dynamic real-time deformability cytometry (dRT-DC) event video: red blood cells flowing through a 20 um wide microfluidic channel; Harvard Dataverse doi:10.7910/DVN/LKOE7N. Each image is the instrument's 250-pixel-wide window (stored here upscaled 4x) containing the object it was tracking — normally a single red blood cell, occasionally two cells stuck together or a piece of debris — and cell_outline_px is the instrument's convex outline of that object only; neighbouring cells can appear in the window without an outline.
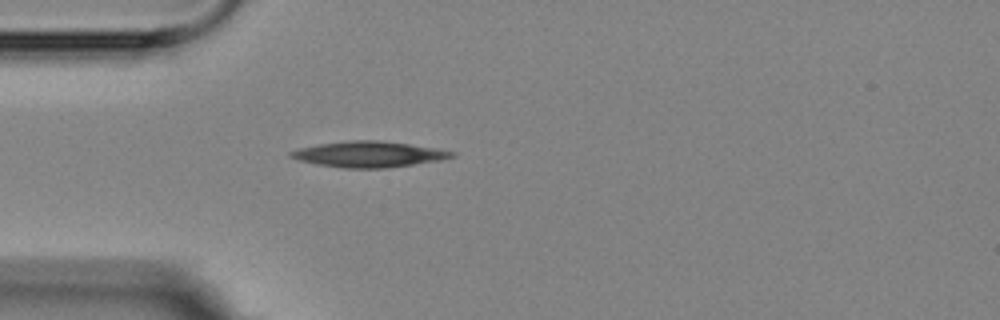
{"species": "Egyptian fruit bat (a non-hibernating species)", "species_latin": "Rousettus aegyptiacus", "temperature_condition": "room temperature", "stored_images_in_passage": 2, "camera_frame_rate_fps": 3000, "um_per_image_px": 0.085, "animal": {"sex": "female"}, "frame": {"image": 1, "passage_image": 2, "time_ms": 1.333, "image_size_px": [1000, 320], "cell_outline_px": [[456, 156], [440, 160], [388, 168], [344, 168], [316, 164], [300, 160], [288, 156], [288, 152], [300, 148], [320, 144], [352, 140], [380, 140], [436, 148], [456, 152]], "centroid_in_image_um": [31.37, 13.11], "position_along_channel_um": 53.6, "area_um2": 24.1}}